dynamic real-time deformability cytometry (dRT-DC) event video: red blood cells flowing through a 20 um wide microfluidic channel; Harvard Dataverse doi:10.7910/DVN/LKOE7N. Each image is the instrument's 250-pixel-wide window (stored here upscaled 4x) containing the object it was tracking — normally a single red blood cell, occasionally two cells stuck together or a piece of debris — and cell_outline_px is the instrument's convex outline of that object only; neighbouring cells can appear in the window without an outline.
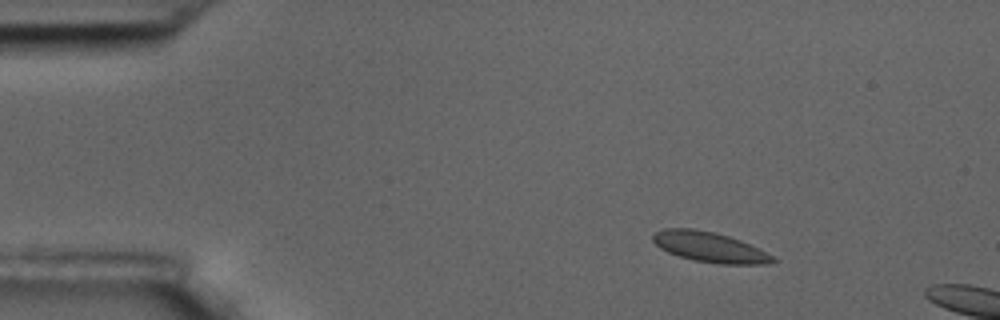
{"species": "common noctule bat (a hibernating species)", "species_latin": "Nyctalus noctula", "temperature_condition": "room temperature", "stored_images_in_passage": 4, "camera_frame_rate_fps": 3000, "um_per_image_px": 0.085, "animal": {"sex": "male", "body_mass_g": 17.5, "forearm_length_mm": 52.3}, "frame": {"image": 1, "passage_image": 1, "time_ms": 0.0, "image_size_px": [1000, 320], "cell_outline_px": [[776, 260], [768, 264], [720, 264], [692, 260], [668, 252], [660, 248], [652, 240], [652, 236], [656, 232], [664, 228], [692, 228], [716, 232], [740, 240], [760, 248], [772, 256]], "centroid_in_image_um": [60.31, 21.0], "position_along_channel_um": 24.7, "area_um2": 21.1}}